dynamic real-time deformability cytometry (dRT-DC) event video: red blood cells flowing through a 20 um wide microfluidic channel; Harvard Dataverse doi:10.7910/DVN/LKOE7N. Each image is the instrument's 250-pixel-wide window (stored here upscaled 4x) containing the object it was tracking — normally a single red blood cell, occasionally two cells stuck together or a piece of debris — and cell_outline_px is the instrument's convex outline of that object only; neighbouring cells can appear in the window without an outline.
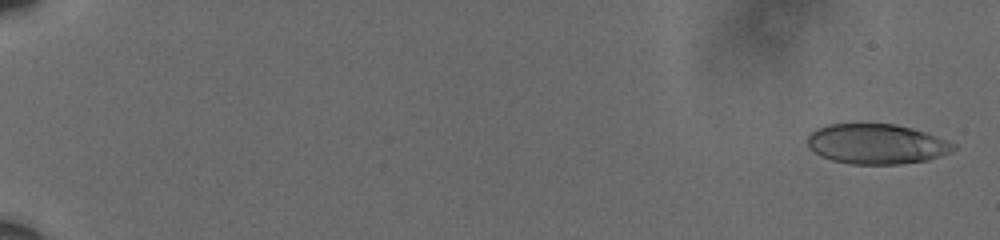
{"species": "human", "species_latin": "Homo sapiens", "temperature_condition": "cold", "stored_images_in_passage": 60, "camera_frame_rate_fps": 3000, "um_per_image_px": 0.085, "donor": {"sex": "male"}, "frame": {"image": 1, "passage_image": 2, "time_ms": 0.333, "image_size_px": [1000, 240], "cell_outline_px": [[956, 148], [952, 152], [928, 160], [900, 164], [852, 164], [832, 160], [820, 156], [808, 148], [808, 136], [816, 128], [828, 124], [892, 124], [912, 128], [924, 132], [956, 144]], "centroid_in_image_um": [74.49, 12.25], "position_along_channel_um": 10.5, "area_um2": 34.04}}
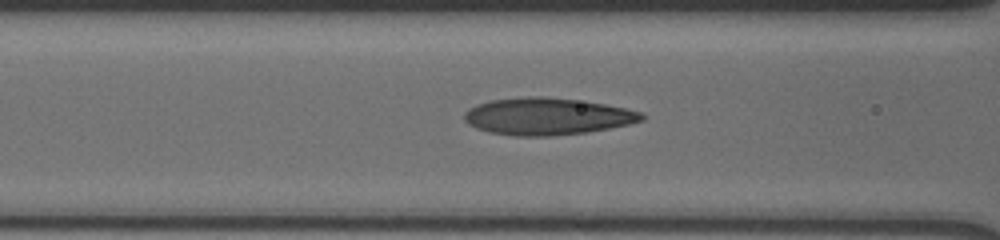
{"frame": {"image": 2, "passage_image": 28, "time_ms": 9.0, "image_size_px": [1000, 240], "cell_outline_px": [[644, 120], [628, 124], [588, 132], [552, 136], [512, 136], [488, 132], [476, 128], [468, 124], [464, 120], [464, 112], [468, 108], [476, 104], [492, 100], [528, 96], [544, 96], [576, 100], [604, 104], [624, 108], [640, 112], [644, 116]], "centroid_in_image_um": [46.45, 9.9], "position_along_channel_um": 120.2, "area_um2": 38.26}}
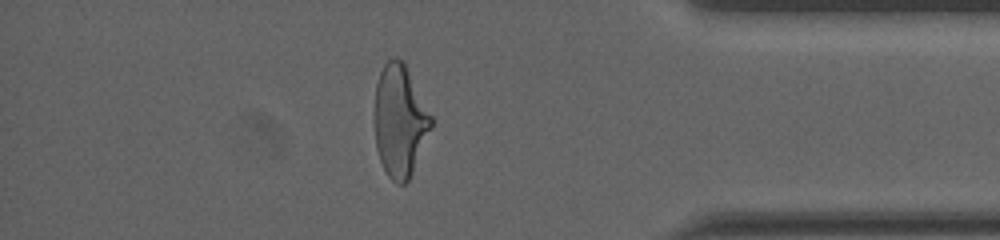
{"frame": {"image": 3, "passage_image": 53, "time_ms": 17.333, "image_size_px": [1000, 240], "cell_outline_px": [[432, 128], [412, 172], [408, 180], [404, 184], [396, 184], [384, 172], [376, 148], [376, 84], [380, 72], [384, 64], [392, 56], [396, 56], [404, 60], [432, 116]], "centroid_in_image_um": [34.0, 10.25], "position_along_channel_um": 401.2, "area_um2": 36.88}, "authors_computed_cell_mechanics": {"area_um2": 36.2984, "velocity_mm_per_s": 3.6214, "shape_relaxation_time_tau1_ms": 6.7938, "shape_relaxation_time_tau2_ms": 1.1548, "deformation_change_tau1": 0.2267, "deformation_change_tau2": 0.0928}}